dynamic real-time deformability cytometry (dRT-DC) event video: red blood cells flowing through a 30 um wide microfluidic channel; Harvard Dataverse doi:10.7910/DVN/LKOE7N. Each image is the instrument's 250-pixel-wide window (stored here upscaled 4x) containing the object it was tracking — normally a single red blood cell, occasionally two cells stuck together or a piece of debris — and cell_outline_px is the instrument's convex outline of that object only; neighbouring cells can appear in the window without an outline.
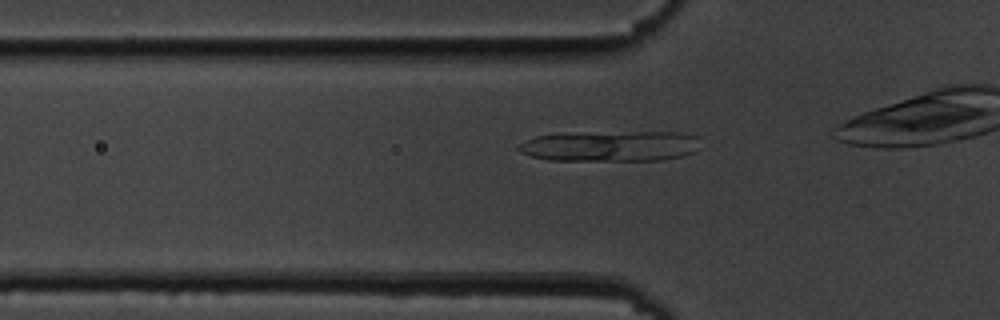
{"species": "common noctule bat (a hibernating species)", "species_latin": "Nyctalus noctula", "temperature_condition": "cold", "stored_images_in_passage": 42, "camera_frame_rate_fps": 3000, "um_per_image_px": 0.085, "animal": {"sex": "male", "body_mass_g": 19.5, "forearm_length_mm": 54.6}, "frame": {"image": 1, "passage_image": 15, "time_ms": 4.667, "image_size_px": [1000, 320], "cell_outline_px": [[704, 148], [696, 152], [664, 160], [548, 160], [532, 156], [520, 152], [516, 148], [520, 144], [536, 136], [552, 132], [680, 132], [700, 136]], "centroid_in_image_um": [51.96, 12.39], "position_along_channel_um": 73.8, "area_um2": 33.35}}
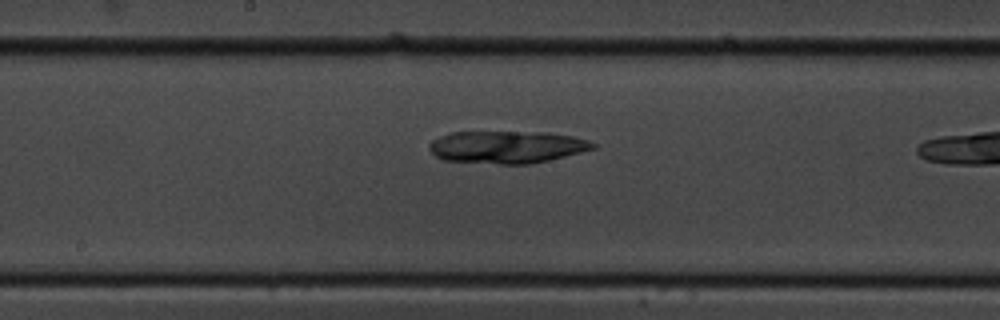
{"frame": {"image": 2, "passage_image": 26, "time_ms": 8.333, "image_size_px": [1000, 320], "cell_outline_px": [[596, 148], [548, 160], [528, 164], [500, 164], [444, 160], [436, 156], [428, 148], [428, 144], [432, 140], [440, 136], [452, 132], [548, 132], [572, 136], [588, 140], [596, 144]], "centroid_in_image_um": [43.07, 12.49], "position_along_channel_um": 205.1, "area_um2": 30.81}}
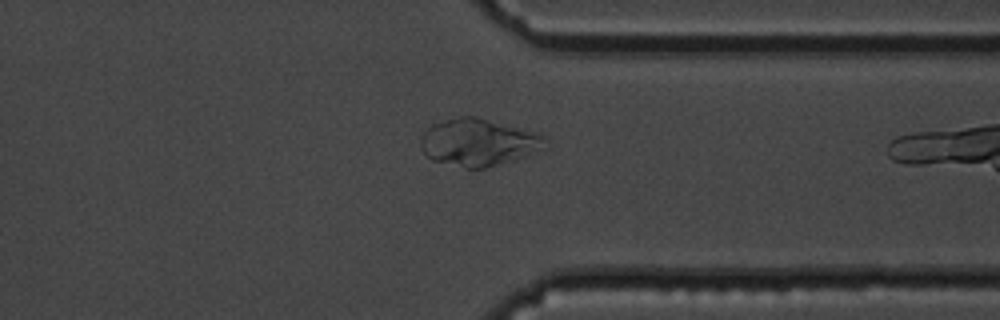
{"frame": {"image": 3, "passage_image": 40, "time_ms": 13.0, "image_size_px": [1000, 320], "cell_outline_px": [[544, 140], [524, 156], [512, 160], [484, 168], [464, 168], [432, 160], [424, 152], [420, 144], [420, 140], [424, 132], [432, 124], [444, 120], [460, 116], [476, 116], [536, 132], [544, 136]], "centroid_in_image_um": [40.54, 12.08], "position_along_channel_um": 370.9, "area_um2": 33.29}}